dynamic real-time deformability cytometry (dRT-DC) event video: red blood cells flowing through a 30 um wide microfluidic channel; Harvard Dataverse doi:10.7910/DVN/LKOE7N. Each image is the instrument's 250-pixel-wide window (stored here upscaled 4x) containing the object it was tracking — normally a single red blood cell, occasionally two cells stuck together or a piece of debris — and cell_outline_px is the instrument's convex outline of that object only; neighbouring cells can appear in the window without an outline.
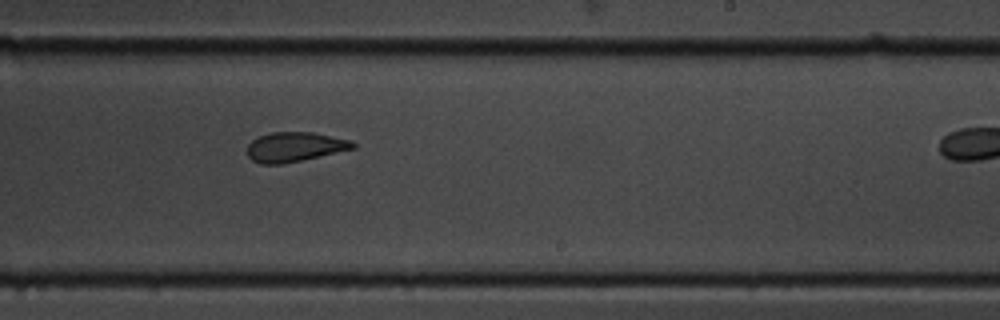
{"species": "common noctule bat (a hibernating species)", "species_latin": "Nyctalus noctula", "temperature_condition": "cold", "stored_images_in_passage": 14, "camera_frame_rate_fps": 3000, "um_per_image_px": 0.085, "animal": {"sex": "male", "body_mass_g": 19.5, "forearm_length_mm": 54.6}, "frame": {"image": 1, "passage_image": 8, "time_ms": 8.0, "image_size_px": [1000, 320], "cell_outline_px": [[356, 148], [284, 164], [260, 164], [252, 160], [248, 156], [248, 144], [252, 140], [260, 136], [272, 132], [312, 132], [352, 140], [356, 144]], "centroid_in_image_um": [25.06, 12.49], "position_along_channel_um": 263.9, "area_um2": 18.26}}
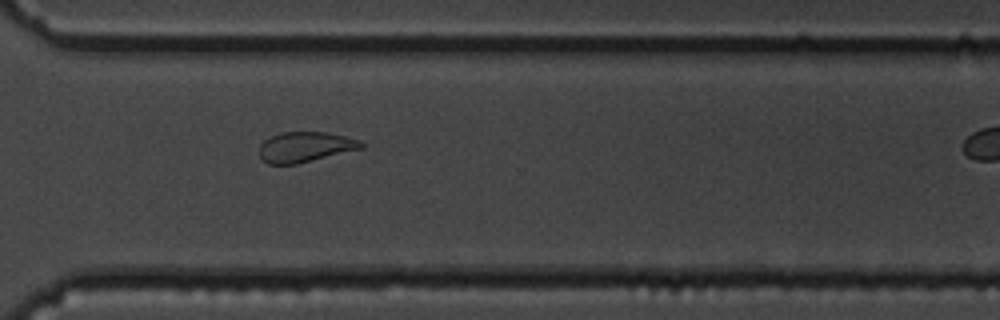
{"frame": {"image": 2, "passage_image": 10, "time_ms": 10.333, "image_size_px": [1000, 320], "cell_outline_px": [[364, 148], [296, 164], [268, 164], [260, 156], [260, 144], [268, 136], [280, 132], [328, 132], [360, 140], [364, 144]], "centroid_in_image_um": [25.94, 12.48], "position_along_channel_um": 344.7, "area_um2": 18.03}}
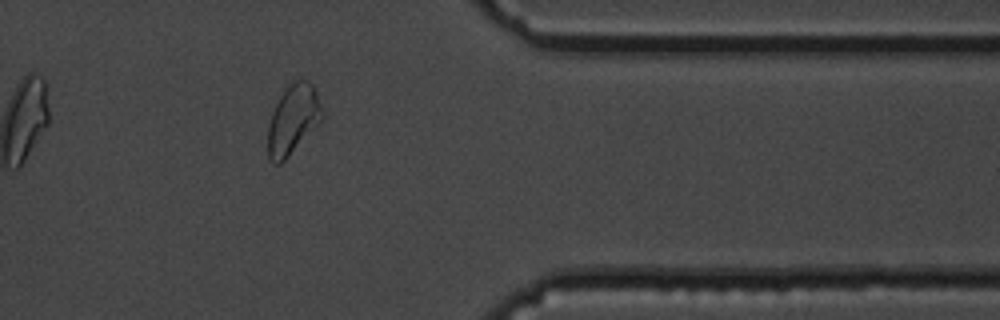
{"frame": {"image": 3, "passage_image": 12, "time_ms": 13.667, "image_size_px": [1000, 320], "cell_outline_px": [[324, 120], [280, 164], [272, 164], [268, 156], [268, 124], [272, 112], [280, 96], [288, 84], [300, 76], [308, 80], [312, 84], [316, 92], [324, 112]], "centroid_in_image_um": [24.93, 10.13], "position_along_channel_um": 386.5, "area_um2": 22.37}, "authors_computed_cell_mechanics": {"area_um2": 19.7676, "velocity_mm_per_s": 3.447, "shape_relaxation_time_tau1_ms": 4.5201, "shape_relaxation_time_tau2_ms": 1.6065, "deformation_change_tau1": 0.0881, "deformation_change_tau2": 0.0444}}